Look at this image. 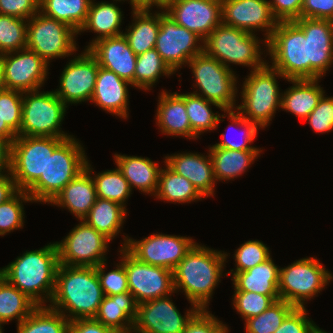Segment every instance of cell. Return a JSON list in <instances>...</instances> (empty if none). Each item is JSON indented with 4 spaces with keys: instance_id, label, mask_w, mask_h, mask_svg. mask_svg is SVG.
Segmentation results:
<instances>
[{
    "instance_id": "obj_47",
    "label": "cell",
    "mask_w": 333,
    "mask_h": 333,
    "mask_svg": "<svg viewBox=\"0 0 333 333\" xmlns=\"http://www.w3.org/2000/svg\"><path fill=\"white\" fill-rule=\"evenodd\" d=\"M234 292L232 298L234 309L244 321L263 313L273 302L280 299V296H267L248 291Z\"/></svg>"
},
{
    "instance_id": "obj_36",
    "label": "cell",
    "mask_w": 333,
    "mask_h": 333,
    "mask_svg": "<svg viewBox=\"0 0 333 333\" xmlns=\"http://www.w3.org/2000/svg\"><path fill=\"white\" fill-rule=\"evenodd\" d=\"M159 174L158 190L154 197L171 203H190L205 198L185 177L174 172L167 164Z\"/></svg>"
},
{
    "instance_id": "obj_23",
    "label": "cell",
    "mask_w": 333,
    "mask_h": 333,
    "mask_svg": "<svg viewBox=\"0 0 333 333\" xmlns=\"http://www.w3.org/2000/svg\"><path fill=\"white\" fill-rule=\"evenodd\" d=\"M87 50L100 67L111 70L134 87L137 55L123 34L95 41Z\"/></svg>"
},
{
    "instance_id": "obj_1",
    "label": "cell",
    "mask_w": 333,
    "mask_h": 333,
    "mask_svg": "<svg viewBox=\"0 0 333 333\" xmlns=\"http://www.w3.org/2000/svg\"><path fill=\"white\" fill-rule=\"evenodd\" d=\"M228 255L195 243L173 270L175 292H184L190 304L207 310Z\"/></svg>"
},
{
    "instance_id": "obj_49",
    "label": "cell",
    "mask_w": 333,
    "mask_h": 333,
    "mask_svg": "<svg viewBox=\"0 0 333 333\" xmlns=\"http://www.w3.org/2000/svg\"><path fill=\"white\" fill-rule=\"evenodd\" d=\"M23 92L11 89L0 90V116L2 122L20 136L22 124Z\"/></svg>"
},
{
    "instance_id": "obj_39",
    "label": "cell",
    "mask_w": 333,
    "mask_h": 333,
    "mask_svg": "<svg viewBox=\"0 0 333 333\" xmlns=\"http://www.w3.org/2000/svg\"><path fill=\"white\" fill-rule=\"evenodd\" d=\"M212 105L224 111L218 104L210 102L200 95L185 93L186 112L189 117L192 133L197 138L205 131L215 130L219 126L218 123L224 121L222 118L227 116V111H224L226 115H221L218 112H215V114L212 111Z\"/></svg>"
},
{
    "instance_id": "obj_4",
    "label": "cell",
    "mask_w": 333,
    "mask_h": 333,
    "mask_svg": "<svg viewBox=\"0 0 333 333\" xmlns=\"http://www.w3.org/2000/svg\"><path fill=\"white\" fill-rule=\"evenodd\" d=\"M87 155L80 142L66 138L47 159L46 171L26 191L34 202L50 203L54 197L85 169Z\"/></svg>"
},
{
    "instance_id": "obj_26",
    "label": "cell",
    "mask_w": 333,
    "mask_h": 333,
    "mask_svg": "<svg viewBox=\"0 0 333 333\" xmlns=\"http://www.w3.org/2000/svg\"><path fill=\"white\" fill-rule=\"evenodd\" d=\"M129 85L131 84L116 73L99 66L95 90L90 101L107 113L126 119L129 115Z\"/></svg>"
},
{
    "instance_id": "obj_21",
    "label": "cell",
    "mask_w": 333,
    "mask_h": 333,
    "mask_svg": "<svg viewBox=\"0 0 333 333\" xmlns=\"http://www.w3.org/2000/svg\"><path fill=\"white\" fill-rule=\"evenodd\" d=\"M164 11L203 40L222 23L221 0H171Z\"/></svg>"
},
{
    "instance_id": "obj_64",
    "label": "cell",
    "mask_w": 333,
    "mask_h": 333,
    "mask_svg": "<svg viewBox=\"0 0 333 333\" xmlns=\"http://www.w3.org/2000/svg\"><path fill=\"white\" fill-rule=\"evenodd\" d=\"M117 333H135L134 330L126 331V332H117Z\"/></svg>"
},
{
    "instance_id": "obj_66",
    "label": "cell",
    "mask_w": 333,
    "mask_h": 333,
    "mask_svg": "<svg viewBox=\"0 0 333 333\" xmlns=\"http://www.w3.org/2000/svg\"><path fill=\"white\" fill-rule=\"evenodd\" d=\"M165 4H167L171 0H162Z\"/></svg>"
},
{
    "instance_id": "obj_25",
    "label": "cell",
    "mask_w": 333,
    "mask_h": 333,
    "mask_svg": "<svg viewBox=\"0 0 333 333\" xmlns=\"http://www.w3.org/2000/svg\"><path fill=\"white\" fill-rule=\"evenodd\" d=\"M91 173L94 174L93 168L87 159L85 169L70 181L50 203L67 208L76 218L82 220L97 199Z\"/></svg>"
},
{
    "instance_id": "obj_43",
    "label": "cell",
    "mask_w": 333,
    "mask_h": 333,
    "mask_svg": "<svg viewBox=\"0 0 333 333\" xmlns=\"http://www.w3.org/2000/svg\"><path fill=\"white\" fill-rule=\"evenodd\" d=\"M296 307L284 300L273 302L263 313L245 321L246 333H274Z\"/></svg>"
},
{
    "instance_id": "obj_56",
    "label": "cell",
    "mask_w": 333,
    "mask_h": 333,
    "mask_svg": "<svg viewBox=\"0 0 333 333\" xmlns=\"http://www.w3.org/2000/svg\"><path fill=\"white\" fill-rule=\"evenodd\" d=\"M300 18L333 20V0H304Z\"/></svg>"
},
{
    "instance_id": "obj_9",
    "label": "cell",
    "mask_w": 333,
    "mask_h": 333,
    "mask_svg": "<svg viewBox=\"0 0 333 333\" xmlns=\"http://www.w3.org/2000/svg\"><path fill=\"white\" fill-rule=\"evenodd\" d=\"M333 280L332 273L314 257L301 258L279 269L280 299L296 308L315 297Z\"/></svg>"
},
{
    "instance_id": "obj_12",
    "label": "cell",
    "mask_w": 333,
    "mask_h": 333,
    "mask_svg": "<svg viewBox=\"0 0 333 333\" xmlns=\"http://www.w3.org/2000/svg\"><path fill=\"white\" fill-rule=\"evenodd\" d=\"M77 34L67 24L37 12L27 20L26 48L50 65V60L69 57L77 51Z\"/></svg>"
},
{
    "instance_id": "obj_41",
    "label": "cell",
    "mask_w": 333,
    "mask_h": 333,
    "mask_svg": "<svg viewBox=\"0 0 333 333\" xmlns=\"http://www.w3.org/2000/svg\"><path fill=\"white\" fill-rule=\"evenodd\" d=\"M174 72L165 63L157 50L151 49L137 56L134 87L150 90L161 76H171Z\"/></svg>"
},
{
    "instance_id": "obj_68",
    "label": "cell",
    "mask_w": 333,
    "mask_h": 333,
    "mask_svg": "<svg viewBox=\"0 0 333 333\" xmlns=\"http://www.w3.org/2000/svg\"><path fill=\"white\" fill-rule=\"evenodd\" d=\"M2 277V268H0V278Z\"/></svg>"
},
{
    "instance_id": "obj_32",
    "label": "cell",
    "mask_w": 333,
    "mask_h": 333,
    "mask_svg": "<svg viewBox=\"0 0 333 333\" xmlns=\"http://www.w3.org/2000/svg\"><path fill=\"white\" fill-rule=\"evenodd\" d=\"M116 5L114 1L112 3L106 1L96 3L94 0L91 1L86 22L79 32H88L90 30L91 32L97 33L98 36L93 38L94 40L89 42V45H87L85 49H88L95 41L100 39L123 34V31L121 32L120 30L124 18L122 17L123 12L121 8Z\"/></svg>"
},
{
    "instance_id": "obj_63",
    "label": "cell",
    "mask_w": 333,
    "mask_h": 333,
    "mask_svg": "<svg viewBox=\"0 0 333 333\" xmlns=\"http://www.w3.org/2000/svg\"><path fill=\"white\" fill-rule=\"evenodd\" d=\"M315 333H328V332H326V331H324V330H322V329H318Z\"/></svg>"
},
{
    "instance_id": "obj_38",
    "label": "cell",
    "mask_w": 333,
    "mask_h": 333,
    "mask_svg": "<svg viewBox=\"0 0 333 333\" xmlns=\"http://www.w3.org/2000/svg\"><path fill=\"white\" fill-rule=\"evenodd\" d=\"M38 305L26 294L11 285L4 277L0 278V322L6 324L16 319L20 324Z\"/></svg>"
},
{
    "instance_id": "obj_48",
    "label": "cell",
    "mask_w": 333,
    "mask_h": 333,
    "mask_svg": "<svg viewBox=\"0 0 333 333\" xmlns=\"http://www.w3.org/2000/svg\"><path fill=\"white\" fill-rule=\"evenodd\" d=\"M269 247L262 241L249 240L240 245L234 253L235 269L228 272H244L254 266L268 260L270 255ZM234 270V271H233Z\"/></svg>"
},
{
    "instance_id": "obj_61",
    "label": "cell",
    "mask_w": 333,
    "mask_h": 333,
    "mask_svg": "<svg viewBox=\"0 0 333 333\" xmlns=\"http://www.w3.org/2000/svg\"><path fill=\"white\" fill-rule=\"evenodd\" d=\"M0 136L7 139L10 143H12L16 137L18 136L8 125L6 122H2L0 116Z\"/></svg>"
},
{
    "instance_id": "obj_6",
    "label": "cell",
    "mask_w": 333,
    "mask_h": 333,
    "mask_svg": "<svg viewBox=\"0 0 333 333\" xmlns=\"http://www.w3.org/2000/svg\"><path fill=\"white\" fill-rule=\"evenodd\" d=\"M264 48L286 80L310 79L308 37L294 21L278 22Z\"/></svg>"
},
{
    "instance_id": "obj_7",
    "label": "cell",
    "mask_w": 333,
    "mask_h": 333,
    "mask_svg": "<svg viewBox=\"0 0 333 333\" xmlns=\"http://www.w3.org/2000/svg\"><path fill=\"white\" fill-rule=\"evenodd\" d=\"M255 33L221 23L204 40V52L217 59L225 67L230 64L251 67V71L262 68L267 61L262 59L260 42Z\"/></svg>"
},
{
    "instance_id": "obj_37",
    "label": "cell",
    "mask_w": 333,
    "mask_h": 333,
    "mask_svg": "<svg viewBox=\"0 0 333 333\" xmlns=\"http://www.w3.org/2000/svg\"><path fill=\"white\" fill-rule=\"evenodd\" d=\"M92 0H40L39 12L67 24L78 34L85 24Z\"/></svg>"
},
{
    "instance_id": "obj_30",
    "label": "cell",
    "mask_w": 333,
    "mask_h": 333,
    "mask_svg": "<svg viewBox=\"0 0 333 333\" xmlns=\"http://www.w3.org/2000/svg\"><path fill=\"white\" fill-rule=\"evenodd\" d=\"M137 302L130 292L104 296L94 319L117 332L133 329Z\"/></svg>"
},
{
    "instance_id": "obj_33",
    "label": "cell",
    "mask_w": 333,
    "mask_h": 333,
    "mask_svg": "<svg viewBox=\"0 0 333 333\" xmlns=\"http://www.w3.org/2000/svg\"><path fill=\"white\" fill-rule=\"evenodd\" d=\"M132 25L126 28L123 35L129 47L138 56L154 49L160 29V12L151 13L150 10H132Z\"/></svg>"
},
{
    "instance_id": "obj_52",
    "label": "cell",
    "mask_w": 333,
    "mask_h": 333,
    "mask_svg": "<svg viewBox=\"0 0 333 333\" xmlns=\"http://www.w3.org/2000/svg\"><path fill=\"white\" fill-rule=\"evenodd\" d=\"M228 325L219 321L210 311L199 310L189 321L183 333H227Z\"/></svg>"
},
{
    "instance_id": "obj_2",
    "label": "cell",
    "mask_w": 333,
    "mask_h": 333,
    "mask_svg": "<svg viewBox=\"0 0 333 333\" xmlns=\"http://www.w3.org/2000/svg\"><path fill=\"white\" fill-rule=\"evenodd\" d=\"M104 296L96 267L59 264L55 291L48 306L69 321L94 318Z\"/></svg>"
},
{
    "instance_id": "obj_45",
    "label": "cell",
    "mask_w": 333,
    "mask_h": 333,
    "mask_svg": "<svg viewBox=\"0 0 333 333\" xmlns=\"http://www.w3.org/2000/svg\"><path fill=\"white\" fill-rule=\"evenodd\" d=\"M23 202H33L30 195L18 190L11 198L0 204V236L24 227Z\"/></svg>"
},
{
    "instance_id": "obj_53",
    "label": "cell",
    "mask_w": 333,
    "mask_h": 333,
    "mask_svg": "<svg viewBox=\"0 0 333 333\" xmlns=\"http://www.w3.org/2000/svg\"><path fill=\"white\" fill-rule=\"evenodd\" d=\"M307 314L305 307L295 308L274 333H315L319 326Z\"/></svg>"
},
{
    "instance_id": "obj_18",
    "label": "cell",
    "mask_w": 333,
    "mask_h": 333,
    "mask_svg": "<svg viewBox=\"0 0 333 333\" xmlns=\"http://www.w3.org/2000/svg\"><path fill=\"white\" fill-rule=\"evenodd\" d=\"M5 89L21 92L41 90L48 77V66L36 52L27 48L0 55Z\"/></svg>"
},
{
    "instance_id": "obj_27",
    "label": "cell",
    "mask_w": 333,
    "mask_h": 333,
    "mask_svg": "<svg viewBox=\"0 0 333 333\" xmlns=\"http://www.w3.org/2000/svg\"><path fill=\"white\" fill-rule=\"evenodd\" d=\"M159 95L155 119L162 134L195 140L186 112L185 94L162 90Z\"/></svg>"
},
{
    "instance_id": "obj_15",
    "label": "cell",
    "mask_w": 333,
    "mask_h": 333,
    "mask_svg": "<svg viewBox=\"0 0 333 333\" xmlns=\"http://www.w3.org/2000/svg\"><path fill=\"white\" fill-rule=\"evenodd\" d=\"M160 11V29L155 49L170 69L176 73L193 57L204 52V40L194 32L178 25L164 9Z\"/></svg>"
},
{
    "instance_id": "obj_58",
    "label": "cell",
    "mask_w": 333,
    "mask_h": 333,
    "mask_svg": "<svg viewBox=\"0 0 333 333\" xmlns=\"http://www.w3.org/2000/svg\"><path fill=\"white\" fill-rule=\"evenodd\" d=\"M18 188L10 172L0 174V204L11 198Z\"/></svg>"
},
{
    "instance_id": "obj_20",
    "label": "cell",
    "mask_w": 333,
    "mask_h": 333,
    "mask_svg": "<svg viewBox=\"0 0 333 333\" xmlns=\"http://www.w3.org/2000/svg\"><path fill=\"white\" fill-rule=\"evenodd\" d=\"M221 4L223 24L250 33L266 32L262 43L267 46V40L278 24L268 0H221Z\"/></svg>"
},
{
    "instance_id": "obj_46",
    "label": "cell",
    "mask_w": 333,
    "mask_h": 333,
    "mask_svg": "<svg viewBox=\"0 0 333 333\" xmlns=\"http://www.w3.org/2000/svg\"><path fill=\"white\" fill-rule=\"evenodd\" d=\"M237 110H228V120L231 121L230 128L234 125L240 126V128H243L242 133V141L241 142H235L234 140H228L226 138V134H221V142H218L210 147H218V148H225L229 150H261V148H256L254 146H251L249 144H252L254 139H256V135L258 133V126L249 120H246L239 112L235 113ZM229 131V129H228ZM228 133V132H227Z\"/></svg>"
},
{
    "instance_id": "obj_34",
    "label": "cell",
    "mask_w": 333,
    "mask_h": 333,
    "mask_svg": "<svg viewBox=\"0 0 333 333\" xmlns=\"http://www.w3.org/2000/svg\"><path fill=\"white\" fill-rule=\"evenodd\" d=\"M213 162L214 177L217 181L234 180L242 175L262 150H229L209 147L208 151Z\"/></svg>"
},
{
    "instance_id": "obj_54",
    "label": "cell",
    "mask_w": 333,
    "mask_h": 333,
    "mask_svg": "<svg viewBox=\"0 0 333 333\" xmlns=\"http://www.w3.org/2000/svg\"><path fill=\"white\" fill-rule=\"evenodd\" d=\"M40 0H0V14L29 20L39 12Z\"/></svg>"
},
{
    "instance_id": "obj_51",
    "label": "cell",
    "mask_w": 333,
    "mask_h": 333,
    "mask_svg": "<svg viewBox=\"0 0 333 333\" xmlns=\"http://www.w3.org/2000/svg\"><path fill=\"white\" fill-rule=\"evenodd\" d=\"M316 133H328L333 130V97H325L319 100L317 106L305 119Z\"/></svg>"
},
{
    "instance_id": "obj_14",
    "label": "cell",
    "mask_w": 333,
    "mask_h": 333,
    "mask_svg": "<svg viewBox=\"0 0 333 333\" xmlns=\"http://www.w3.org/2000/svg\"><path fill=\"white\" fill-rule=\"evenodd\" d=\"M55 243L59 264L96 267L107 260L105 255L110 240L80 220L63 240Z\"/></svg>"
},
{
    "instance_id": "obj_19",
    "label": "cell",
    "mask_w": 333,
    "mask_h": 333,
    "mask_svg": "<svg viewBox=\"0 0 333 333\" xmlns=\"http://www.w3.org/2000/svg\"><path fill=\"white\" fill-rule=\"evenodd\" d=\"M74 57L62 71L59 89L54 90L66 106L91 100L99 70L96 58L87 49Z\"/></svg>"
},
{
    "instance_id": "obj_22",
    "label": "cell",
    "mask_w": 333,
    "mask_h": 333,
    "mask_svg": "<svg viewBox=\"0 0 333 333\" xmlns=\"http://www.w3.org/2000/svg\"><path fill=\"white\" fill-rule=\"evenodd\" d=\"M294 22L308 37L310 79H321L333 64V34L330 20L299 18Z\"/></svg>"
},
{
    "instance_id": "obj_60",
    "label": "cell",
    "mask_w": 333,
    "mask_h": 333,
    "mask_svg": "<svg viewBox=\"0 0 333 333\" xmlns=\"http://www.w3.org/2000/svg\"><path fill=\"white\" fill-rule=\"evenodd\" d=\"M132 10H152L154 6L164 9L165 3L162 0H130Z\"/></svg>"
},
{
    "instance_id": "obj_59",
    "label": "cell",
    "mask_w": 333,
    "mask_h": 333,
    "mask_svg": "<svg viewBox=\"0 0 333 333\" xmlns=\"http://www.w3.org/2000/svg\"><path fill=\"white\" fill-rule=\"evenodd\" d=\"M10 169L11 143L4 137L0 136V174L10 172Z\"/></svg>"
},
{
    "instance_id": "obj_65",
    "label": "cell",
    "mask_w": 333,
    "mask_h": 333,
    "mask_svg": "<svg viewBox=\"0 0 333 333\" xmlns=\"http://www.w3.org/2000/svg\"><path fill=\"white\" fill-rule=\"evenodd\" d=\"M2 325H3V324L0 322V333H3Z\"/></svg>"
},
{
    "instance_id": "obj_40",
    "label": "cell",
    "mask_w": 333,
    "mask_h": 333,
    "mask_svg": "<svg viewBox=\"0 0 333 333\" xmlns=\"http://www.w3.org/2000/svg\"><path fill=\"white\" fill-rule=\"evenodd\" d=\"M70 321L48 305L38 306L20 324L17 333H68Z\"/></svg>"
},
{
    "instance_id": "obj_29",
    "label": "cell",
    "mask_w": 333,
    "mask_h": 333,
    "mask_svg": "<svg viewBox=\"0 0 333 333\" xmlns=\"http://www.w3.org/2000/svg\"><path fill=\"white\" fill-rule=\"evenodd\" d=\"M279 269L270 257L268 260L244 272H227L232 275L234 291H248L267 296H280Z\"/></svg>"
},
{
    "instance_id": "obj_31",
    "label": "cell",
    "mask_w": 333,
    "mask_h": 333,
    "mask_svg": "<svg viewBox=\"0 0 333 333\" xmlns=\"http://www.w3.org/2000/svg\"><path fill=\"white\" fill-rule=\"evenodd\" d=\"M320 79H288L293 85L282 92L281 109L305 120L325 94Z\"/></svg>"
},
{
    "instance_id": "obj_24",
    "label": "cell",
    "mask_w": 333,
    "mask_h": 333,
    "mask_svg": "<svg viewBox=\"0 0 333 333\" xmlns=\"http://www.w3.org/2000/svg\"><path fill=\"white\" fill-rule=\"evenodd\" d=\"M208 156L199 153H178L164 156L166 163L174 172L188 179L204 196H214L216 179L213 162Z\"/></svg>"
},
{
    "instance_id": "obj_16",
    "label": "cell",
    "mask_w": 333,
    "mask_h": 333,
    "mask_svg": "<svg viewBox=\"0 0 333 333\" xmlns=\"http://www.w3.org/2000/svg\"><path fill=\"white\" fill-rule=\"evenodd\" d=\"M119 252L127 272L129 292L137 304L176 293L173 271L142 263L125 248Z\"/></svg>"
},
{
    "instance_id": "obj_44",
    "label": "cell",
    "mask_w": 333,
    "mask_h": 333,
    "mask_svg": "<svg viewBox=\"0 0 333 333\" xmlns=\"http://www.w3.org/2000/svg\"><path fill=\"white\" fill-rule=\"evenodd\" d=\"M27 20L0 14V55L27 47Z\"/></svg>"
},
{
    "instance_id": "obj_62",
    "label": "cell",
    "mask_w": 333,
    "mask_h": 333,
    "mask_svg": "<svg viewBox=\"0 0 333 333\" xmlns=\"http://www.w3.org/2000/svg\"><path fill=\"white\" fill-rule=\"evenodd\" d=\"M4 89V82H3V67L0 60V90Z\"/></svg>"
},
{
    "instance_id": "obj_10",
    "label": "cell",
    "mask_w": 333,
    "mask_h": 333,
    "mask_svg": "<svg viewBox=\"0 0 333 333\" xmlns=\"http://www.w3.org/2000/svg\"><path fill=\"white\" fill-rule=\"evenodd\" d=\"M192 70L199 92L192 93L218 104L224 111L237 109V78L233 69L202 52L187 64ZM202 94H201V93Z\"/></svg>"
},
{
    "instance_id": "obj_28",
    "label": "cell",
    "mask_w": 333,
    "mask_h": 333,
    "mask_svg": "<svg viewBox=\"0 0 333 333\" xmlns=\"http://www.w3.org/2000/svg\"><path fill=\"white\" fill-rule=\"evenodd\" d=\"M114 161L131 189L155 196L158 190L159 174L162 168L148 157L114 154Z\"/></svg>"
},
{
    "instance_id": "obj_3",
    "label": "cell",
    "mask_w": 333,
    "mask_h": 333,
    "mask_svg": "<svg viewBox=\"0 0 333 333\" xmlns=\"http://www.w3.org/2000/svg\"><path fill=\"white\" fill-rule=\"evenodd\" d=\"M59 257L56 243L26 251L2 268V277L38 306L51 302L56 285Z\"/></svg>"
},
{
    "instance_id": "obj_13",
    "label": "cell",
    "mask_w": 333,
    "mask_h": 333,
    "mask_svg": "<svg viewBox=\"0 0 333 333\" xmlns=\"http://www.w3.org/2000/svg\"><path fill=\"white\" fill-rule=\"evenodd\" d=\"M123 241L121 248H125L138 261L171 271L196 243L190 237L162 233L151 234L138 241L124 236Z\"/></svg>"
},
{
    "instance_id": "obj_8",
    "label": "cell",
    "mask_w": 333,
    "mask_h": 333,
    "mask_svg": "<svg viewBox=\"0 0 333 333\" xmlns=\"http://www.w3.org/2000/svg\"><path fill=\"white\" fill-rule=\"evenodd\" d=\"M67 107L54 90L23 92L20 136L58 138L72 136L61 128Z\"/></svg>"
},
{
    "instance_id": "obj_11",
    "label": "cell",
    "mask_w": 333,
    "mask_h": 333,
    "mask_svg": "<svg viewBox=\"0 0 333 333\" xmlns=\"http://www.w3.org/2000/svg\"><path fill=\"white\" fill-rule=\"evenodd\" d=\"M66 138L17 136L11 143L10 173L18 190L27 191L46 171L47 159Z\"/></svg>"
},
{
    "instance_id": "obj_17",
    "label": "cell",
    "mask_w": 333,
    "mask_h": 333,
    "mask_svg": "<svg viewBox=\"0 0 333 333\" xmlns=\"http://www.w3.org/2000/svg\"><path fill=\"white\" fill-rule=\"evenodd\" d=\"M171 295L146 301L137 305L134 320L135 333H183L192 317L200 310L191 308L181 315L171 299Z\"/></svg>"
},
{
    "instance_id": "obj_42",
    "label": "cell",
    "mask_w": 333,
    "mask_h": 333,
    "mask_svg": "<svg viewBox=\"0 0 333 333\" xmlns=\"http://www.w3.org/2000/svg\"><path fill=\"white\" fill-rule=\"evenodd\" d=\"M97 197L107 199L119 203L126 207V200L132 189L128 181L122 175V172L117 168L113 170H105L92 176Z\"/></svg>"
},
{
    "instance_id": "obj_57",
    "label": "cell",
    "mask_w": 333,
    "mask_h": 333,
    "mask_svg": "<svg viewBox=\"0 0 333 333\" xmlns=\"http://www.w3.org/2000/svg\"><path fill=\"white\" fill-rule=\"evenodd\" d=\"M68 333H117V331L97 322L94 318L70 321Z\"/></svg>"
},
{
    "instance_id": "obj_5",
    "label": "cell",
    "mask_w": 333,
    "mask_h": 333,
    "mask_svg": "<svg viewBox=\"0 0 333 333\" xmlns=\"http://www.w3.org/2000/svg\"><path fill=\"white\" fill-rule=\"evenodd\" d=\"M267 62L262 68L250 71L243 82L241 104L238 112L254 122L259 128L269 126L276 110L281 109L282 93L279 91L277 77L286 79Z\"/></svg>"
},
{
    "instance_id": "obj_55",
    "label": "cell",
    "mask_w": 333,
    "mask_h": 333,
    "mask_svg": "<svg viewBox=\"0 0 333 333\" xmlns=\"http://www.w3.org/2000/svg\"><path fill=\"white\" fill-rule=\"evenodd\" d=\"M304 0H270L274 17L281 21H294L300 18L301 8Z\"/></svg>"
},
{
    "instance_id": "obj_50",
    "label": "cell",
    "mask_w": 333,
    "mask_h": 333,
    "mask_svg": "<svg viewBox=\"0 0 333 333\" xmlns=\"http://www.w3.org/2000/svg\"><path fill=\"white\" fill-rule=\"evenodd\" d=\"M106 261L96 266L101 288L105 296L129 292L128 277L123 262L117 263L115 269L105 273Z\"/></svg>"
},
{
    "instance_id": "obj_35",
    "label": "cell",
    "mask_w": 333,
    "mask_h": 333,
    "mask_svg": "<svg viewBox=\"0 0 333 333\" xmlns=\"http://www.w3.org/2000/svg\"><path fill=\"white\" fill-rule=\"evenodd\" d=\"M126 214L127 209L119 203L97 197L82 220L111 241L119 235Z\"/></svg>"
},
{
    "instance_id": "obj_67",
    "label": "cell",
    "mask_w": 333,
    "mask_h": 333,
    "mask_svg": "<svg viewBox=\"0 0 333 333\" xmlns=\"http://www.w3.org/2000/svg\"><path fill=\"white\" fill-rule=\"evenodd\" d=\"M332 34H333V20H331Z\"/></svg>"
}]
</instances>
